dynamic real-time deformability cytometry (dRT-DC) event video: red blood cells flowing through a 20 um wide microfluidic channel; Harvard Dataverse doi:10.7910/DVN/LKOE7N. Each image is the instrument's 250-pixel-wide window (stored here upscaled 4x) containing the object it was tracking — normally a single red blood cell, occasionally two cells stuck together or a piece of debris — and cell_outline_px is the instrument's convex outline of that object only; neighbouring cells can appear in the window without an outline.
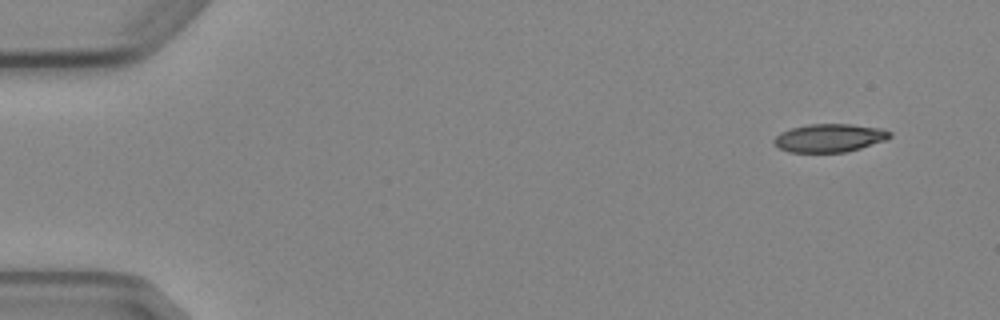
{"species": "Egyptian fruit bat (a non-hibernating species)", "species_latin": "Rousettus aegyptiacus", "temperature_condition": "cold", "stored_images_in_passage": 6, "camera_frame_rate_fps": 3000, "um_per_image_px": 0.085, "animal": {"sex": "female"}, "frame": {"image": 1, "passage_image": 1, "time_ms": 0.0, "image_size_px": [1000, 320], "cell_outline_px": [[892, 136], [888, 140], [860, 148], [844, 152], [788, 152], [780, 148], [772, 140], [780, 132], [792, 128], [808, 124], [852, 124], [880, 128], [892, 132]], "centroid_in_image_um": [70.54, 11.72], "position_along_channel_um": 14.5, "area_um2": 19.07}}
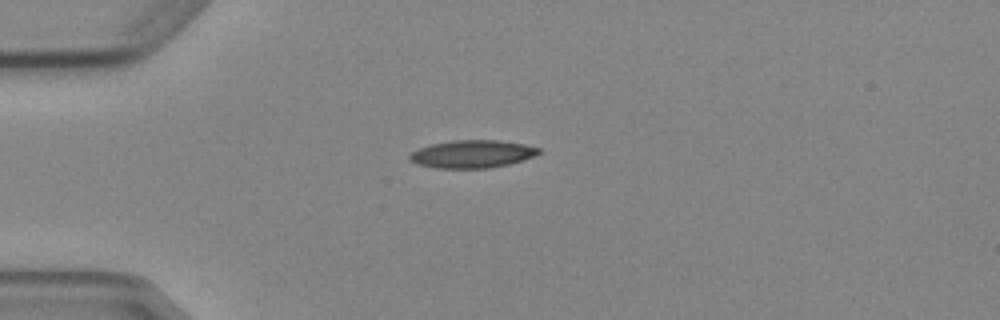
{"frame": {"image": 2, "passage_image": 4, "time_ms": 3.333, "image_size_px": [1000, 320], "cell_outline_px": [[540, 152], [532, 156], [508, 164], [488, 168], [436, 168], [416, 164], [408, 156], [412, 152], [420, 148], [432, 144], [452, 140], [500, 140], [524, 144], [540, 148]], "centroid_in_image_um": [40.12, 13.08], "position_along_channel_um": 44.9, "area_um2": 20.63}}
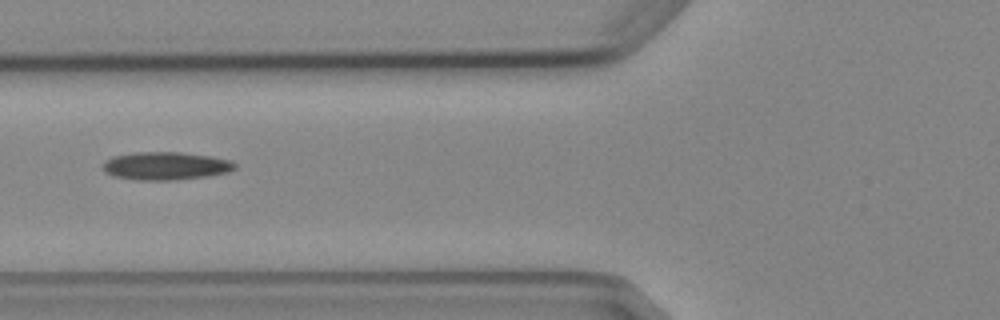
{"frame": {"image": 3, "passage_image": 6, "time_ms": 5.667, "image_size_px": [1000, 320], "cell_outline_px": [[236, 168], [228, 172], [208, 176], [172, 180], [136, 180], [112, 176], [104, 172], [100, 164], [104, 160], [112, 156], [136, 152], [180, 152], [212, 156], [232, 160], [236, 164]], "centroid_in_image_um": [14.04, 14.1], "position_along_channel_um": 111.8, "area_um2": 21.91}}